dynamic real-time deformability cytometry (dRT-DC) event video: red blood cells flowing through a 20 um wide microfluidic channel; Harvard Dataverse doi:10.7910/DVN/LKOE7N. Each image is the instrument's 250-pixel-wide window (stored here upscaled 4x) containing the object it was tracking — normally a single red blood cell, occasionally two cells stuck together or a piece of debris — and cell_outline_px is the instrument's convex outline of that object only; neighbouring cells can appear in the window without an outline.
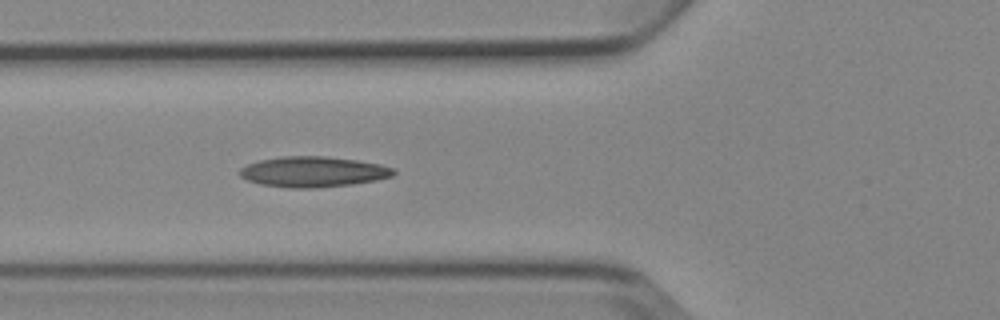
{"species": "Egyptian fruit bat (a non-hibernating species)", "species_latin": "Rousettus aegyptiacus", "temperature_condition": "cold", "stored_images_in_passage": 6, "camera_frame_rate_fps": 3000, "um_per_image_px": 0.085, "animal": {"sex": "female"}, "frame": {"image": 1, "passage_image": 6, "time_ms": 5.667, "image_size_px": [1000, 320], "cell_outline_px": [[396, 172], [392, 176], [376, 180], [352, 184], [312, 188], [288, 188], [260, 184], [248, 180], [240, 176], [240, 168], [248, 164], [260, 160], [280, 156], [324, 156], [356, 160], [380, 164], [392, 168]], "centroid_in_image_um": [26.6, 14.6], "position_along_channel_um": 99.2, "area_um2": 27.22}}